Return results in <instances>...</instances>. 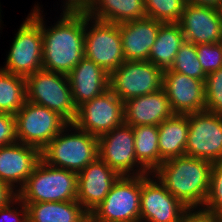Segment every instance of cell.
<instances>
[{"mask_svg": "<svg viewBox=\"0 0 222 222\" xmlns=\"http://www.w3.org/2000/svg\"><path fill=\"white\" fill-rule=\"evenodd\" d=\"M134 141L132 126L124 123L98 137L99 158L120 176L150 174L136 159Z\"/></svg>", "mask_w": 222, "mask_h": 222, "instance_id": "11", "label": "cell"}, {"mask_svg": "<svg viewBox=\"0 0 222 222\" xmlns=\"http://www.w3.org/2000/svg\"><path fill=\"white\" fill-rule=\"evenodd\" d=\"M205 110L222 116V68L206 76Z\"/></svg>", "mask_w": 222, "mask_h": 222, "instance_id": "31", "label": "cell"}, {"mask_svg": "<svg viewBox=\"0 0 222 222\" xmlns=\"http://www.w3.org/2000/svg\"><path fill=\"white\" fill-rule=\"evenodd\" d=\"M151 175H141L140 222H182L190 209Z\"/></svg>", "mask_w": 222, "mask_h": 222, "instance_id": "14", "label": "cell"}, {"mask_svg": "<svg viewBox=\"0 0 222 222\" xmlns=\"http://www.w3.org/2000/svg\"><path fill=\"white\" fill-rule=\"evenodd\" d=\"M27 100L57 112L68 123L76 117L68 75L41 69L26 78Z\"/></svg>", "mask_w": 222, "mask_h": 222, "instance_id": "6", "label": "cell"}, {"mask_svg": "<svg viewBox=\"0 0 222 222\" xmlns=\"http://www.w3.org/2000/svg\"><path fill=\"white\" fill-rule=\"evenodd\" d=\"M60 21L46 28L42 16L43 69L68 75L84 57L85 12L63 10Z\"/></svg>", "mask_w": 222, "mask_h": 222, "instance_id": "1", "label": "cell"}, {"mask_svg": "<svg viewBox=\"0 0 222 222\" xmlns=\"http://www.w3.org/2000/svg\"><path fill=\"white\" fill-rule=\"evenodd\" d=\"M184 42L185 37L178 23H163L151 47L148 61L163 70L170 69Z\"/></svg>", "mask_w": 222, "mask_h": 222, "instance_id": "25", "label": "cell"}, {"mask_svg": "<svg viewBox=\"0 0 222 222\" xmlns=\"http://www.w3.org/2000/svg\"><path fill=\"white\" fill-rule=\"evenodd\" d=\"M185 0H145L146 17L162 23H178Z\"/></svg>", "mask_w": 222, "mask_h": 222, "instance_id": "29", "label": "cell"}, {"mask_svg": "<svg viewBox=\"0 0 222 222\" xmlns=\"http://www.w3.org/2000/svg\"><path fill=\"white\" fill-rule=\"evenodd\" d=\"M41 159L38 148L24 143L0 147V180L18 192Z\"/></svg>", "mask_w": 222, "mask_h": 222, "instance_id": "18", "label": "cell"}, {"mask_svg": "<svg viewBox=\"0 0 222 222\" xmlns=\"http://www.w3.org/2000/svg\"><path fill=\"white\" fill-rule=\"evenodd\" d=\"M89 21L93 23L91 27ZM84 56L109 74L126 61L118 24L94 19L85 13Z\"/></svg>", "mask_w": 222, "mask_h": 222, "instance_id": "9", "label": "cell"}, {"mask_svg": "<svg viewBox=\"0 0 222 222\" xmlns=\"http://www.w3.org/2000/svg\"><path fill=\"white\" fill-rule=\"evenodd\" d=\"M125 123L124 102L110 89L77 107L73 125L99 137Z\"/></svg>", "mask_w": 222, "mask_h": 222, "instance_id": "13", "label": "cell"}, {"mask_svg": "<svg viewBox=\"0 0 222 222\" xmlns=\"http://www.w3.org/2000/svg\"><path fill=\"white\" fill-rule=\"evenodd\" d=\"M83 11L94 19L116 24L146 18L145 0H92Z\"/></svg>", "mask_w": 222, "mask_h": 222, "instance_id": "22", "label": "cell"}, {"mask_svg": "<svg viewBox=\"0 0 222 222\" xmlns=\"http://www.w3.org/2000/svg\"><path fill=\"white\" fill-rule=\"evenodd\" d=\"M17 142L15 116L8 113H0V147Z\"/></svg>", "mask_w": 222, "mask_h": 222, "instance_id": "33", "label": "cell"}, {"mask_svg": "<svg viewBox=\"0 0 222 222\" xmlns=\"http://www.w3.org/2000/svg\"><path fill=\"white\" fill-rule=\"evenodd\" d=\"M22 202H64L77 200V173L48 165L42 159L24 186L18 190Z\"/></svg>", "mask_w": 222, "mask_h": 222, "instance_id": "4", "label": "cell"}, {"mask_svg": "<svg viewBox=\"0 0 222 222\" xmlns=\"http://www.w3.org/2000/svg\"><path fill=\"white\" fill-rule=\"evenodd\" d=\"M173 114L163 88L124 102V121L125 124L132 127L139 125L158 126Z\"/></svg>", "mask_w": 222, "mask_h": 222, "instance_id": "20", "label": "cell"}, {"mask_svg": "<svg viewBox=\"0 0 222 222\" xmlns=\"http://www.w3.org/2000/svg\"><path fill=\"white\" fill-rule=\"evenodd\" d=\"M214 222H222L220 217L214 216Z\"/></svg>", "mask_w": 222, "mask_h": 222, "instance_id": "39", "label": "cell"}, {"mask_svg": "<svg viewBox=\"0 0 222 222\" xmlns=\"http://www.w3.org/2000/svg\"><path fill=\"white\" fill-rule=\"evenodd\" d=\"M182 222H214V216L201 209H193L185 214Z\"/></svg>", "mask_w": 222, "mask_h": 222, "instance_id": "36", "label": "cell"}, {"mask_svg": "<svg viewBox=\"0 0 222 222\" xmlns=\"http://www.w3.org/2000/svg\"><path fill=\"white\" fill-rule=\"evenodd\" d=\"M28 222H86L90 215L77 201L23 202Z\"/></svg>", "mask_w": 222, "mask_h": 222, "instance_id": "23", "label": "cell"}, {"mask_svg": "<svg viewBox=\"0 0 222 222\" xmlns=\"http://www.w3.org/2000/svg\"><path fill=\"white\" fill-rule=\"evenodd\" d=\"M18 197V192L0 180V208L12 203Z\"/></svg>", "mask_w": 222, "mask_h": 222, "instance_id": "35", "label": "cell"}, {"mask_svg": "<svg viewBox=\"0 0 222 222\" xmlns=\"http://www.w3.org/2000/svg\"><path fill=\"white\" fill-rule=\"evenodd\" d=\"M163 89L174 114L188 115L205 111V80L166 69Z\"/></svg>", "mask_w": 222, "mask_h": 222, "instance_id": "15", "label": "cell"}, {"mask_svg": "<svg viewBox=\"0 0 222 222\" xmlns=\"http://www.w3.org/2000/svg\"><path fill=\"white\" fill-rule=\"evenodd\" d=\"M164 70L149 61H124L110 73L109 89L123 102L163 88Z\"/></svg>", "mask_w": 222, "mask_h": 222, "instance_id": "10", "label": "cell"}, {"mask_svg": "<svg viewBox=\"0 0 222 222\" xmlns=\"http://www.w3.org/2000/svg\"><path fill=\"white\" fill-rule=\"evenodd\" d=\"M34 7L14 37L3 71L27 77L43 69L42 15Z\"/></svg>", "mask_w": 222, "mask_h": 222, "instance_id": "5", "label": "cell"}, {"mask_svg": "<svg viewBox=\"0 0 222 222\" xmlns=\"http://www.w3.org/2000/svg\"><path fill=\"white\" fill-rule=\"evenodd\" d=\"M198 59L196 45L185 41L179 48L170 70L198 80H206L207 74Z\"/></svg>", "mask_w": 222, "mask_h": 222, "instance_id": "28", "label": "cell"}, {"mask_svg": "<svg viewBox=\"0 0 222 222\" xmlns=\"http://www.w3.org/2000/svg\"><path fill=\"white\" fill-rule=\"evenodd\" d=\"M68 130L75 131L69 134ZM98 157V137L72 123H68L41 151V158L48 165L76 173Z\"/></svg>", "mask_w": 222, "mask_h": 222, "instance_id": "3", "label": "cell"}, {"mask_svg": "<svg viewBox=\"0 0 222 222\" xmlns=\"http://www.w3.org/2000/svg\"><path fill=\"white\" fill-rule=\"evenodd\" d=\"M155 19L144 18L118 24L126 61H148L160 26Z\"/></svg>", "mask_w": 222, "mask_h": 222, "instance_id": "21", "label": "cell"}, {"mask_svg": "<svg viewBox=\"0 0 222 222\" xmlns=\"http://www.w3.org/2000/svg\"><path fill=\"white\" fill-rule=\"evenodd\" d=\"M132 129L136 159L149 173H153L159 167L158 126L139 125Z\"/></svg>", "mask_w": 222, "mask_h": 222, "instance_id": "26", "label": "cell"}, {"mask_svg": "<svg viewBox=\"0 0 222 222\" xmlns=\"http://www.w3.org/2000/svg\"><path fill=\"white\" fill-rule=\"evenodd\" d=\"M65 10H84L92 0H65Z\"/></svg>", "mask_w": 222, "mask_h": 222, "instance_id": "37", "label": "cell"}, {"mask_svg": "<svg viewBox=\"0 0 222 222\" xmlns=\"http://www.w3.org/2000/svg\"><path fill=\"white\" fill-rule=\"evenodd\" d=\"M17 203H20L18 206H20L21 209L19 210L13 207V204L15 205ZM11 206L13 207L12 209ZM0 222H28L27 206L17 197L9 205L0 208Z\"/></svg>", "mask_w": 222, "mask_h": 222, "instance_id": "34", "label": "cell"}, {"mask_svg": "<svg viewBox=\"0 0 222 222\" xmlns=\"http://www.w3.org/2000/svg\"><path fill=\"white\" fill-rule=\"evenodd\" d=\"M185 3L198 6H210L222 9V0H185Z\"/></svg>", "mask_w": 222, "mask_h": 222, "instance_id": "38", "label": "cell"}, {"mask_svg": "<svg viewBox=\"0 0 222 222\" xmlns=\"http://www.w3.org/2000/svg\"><path fill=\"white\" fill-rule=\"evenodd\" d=\"M201 210L217 217L222 215V162L212 164L209 193Z\"/></svg>", "mask_w": 222, "mask_h": 222, "instance_id": "30", "label": "cell"}, {"mask_svg": "<svg viewBox=\"0 0 222 222\" xmlns=\"http://www.w3.org/2000/svg\"><path fill=\"white\" fill-rule=\"evenodd\" d=\"M185 155L222 162V116L208 111L188 114Z\"/></svg>", "mask_w": 222, "mask_h": 222, "instance_id": "12", "label": "cell"}, {"mask_svg": "<svg viewBox=\"0 0 222 222\" xmlns=\"http://www.w3.org/2000/svg\"><path fill=\"white\" fill-rule=\"evenodd\" d=\"M14 116L18 142L40 151L68 124L57 112L28 100Z\"/></svg>", "mask_w": 222, "mask_h": 222, "instance_id": "8", "label": "cell"}, {"mask_svg": "<svg viewBox=\"0 0 222 222\" xmlns=\"http://www.w3.org/2000/svg\"><path fill=\"white\" fill-rule=\"evenodd\" d=\"M178 24L185 41L195 45L222 42V9L186 3Z\"/></svg>", "mask_w": 222, "mask_h": 222, "instance_id": "16", "label": "cell"}, {"mask_svg": "<svg viewBox=\"0 0 222 222\" xmlns=\"http://www.w3.org/2000/svg\"><path fill=\"white\" fill-rule=\"evenodd\" d=\"M198 60L208 75L222 68V42L196 45Z\"/></svg>", "mask_w": 222, "mask_h": 222, "instance_id": "32", "label": "cell"}, {"mask_svg": "<svg viewBox=\"0 0 222 222\" xmlns=\"http://www.w3.org/2000/svg\"><path fill=\"white\" fill-rule=\"evenodd\" d=\"M188 132V115L173 114L158 125L159 166L170 158L185 155Z\"/></svg>", "mask_w": 222, "mask_h": 222, "instance_id": "24", "label": "cell"}, {"mask_svg": "<svg viewBox=\"0 0 222 222\" xmlns=\"http://www.w3.org/2000/svg\"><path fill=\"white\" fill-rule=\"evenodd\" d=\"M86 222H93L90 218Z\"/></svg>", "mask_w": 222, "mask_h": 222, "instance_id": "40", "label": "cell"}, {"mask_svg": "<svg viewBox=\"0 0 222 222\" xmlns=\"http://www.w3.org/2000/svg\"><path fill=\"white\" fill-rule=\"evenodd\" d=\"M119 177L98 157L77 173V201L90 214L103 202Z\"/></svg>", "mask_w": 222, "mask_h": 222, "instance_id": "17", "label": "cell"}, {"mask_svg": "<svg viewBox=\"0 0 222 222\" xmlns=\"http://www.w3.org/2000/svg\"><path fill=\"white\" fill-rule=\"evenodd\" d=\"M141 175L120 176L89 215L93 222H140Z\"/></svg>", "mask_w": 222, "mask_h": 222, "instance_id": "7", "label": "cell"}, {"mask_svg": "<svg viewBox=\"0 0 222 222\" xmlns=\"http://www.w3.org/2000/svg\"><path fill=\"white\" fill-rule=\"evenodd\" d=\"M26 101L25 77L0 69V113L15 115Z\"/></svg>", "mask_w": 222, "mask_h": 222, "instance_id": "27", "label": "cell"}, {"mask_svg": "<svg viewBox=\"0 0 222 222\" xmlns=\"http://www.w3.org/2000/svg\"><path fill=\"white\" fill-rule=\"evenodd\" d=\"M68 78L76 107L109 89L110 74L85 56L71 70Z\"/></svg>", "mask_w": 222, "mask_h": 222, "instance_id": "19", "label": "cell"}, {"mask_svg": "<svg viewBox=\"0 0 222 222\" xmlns=\"http://www.w3.org/2000/svg\"><path fill=\"white\" fill-rule=\"evenodd\" d=\"M212 164L183 155L163 161L152 175L187 208L197 210L203 208L209 193Z\"/></svg>", "mask_w": 222, "mask_h": 222, "instance_id": "2", "label": "cell"}]
</instances>
